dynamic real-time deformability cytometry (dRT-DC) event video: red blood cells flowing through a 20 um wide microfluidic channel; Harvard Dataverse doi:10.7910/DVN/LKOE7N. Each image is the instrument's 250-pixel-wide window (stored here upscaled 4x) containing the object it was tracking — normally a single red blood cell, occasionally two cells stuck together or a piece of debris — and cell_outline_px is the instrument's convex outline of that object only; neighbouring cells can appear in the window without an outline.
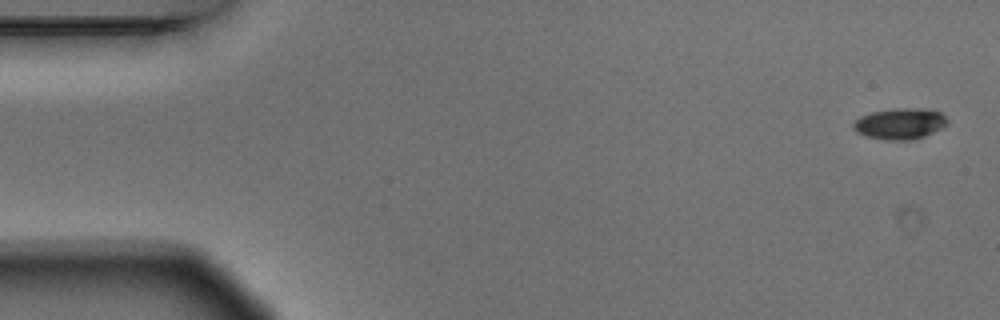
{"species": "Egyptian fruit bat (a non-hibernating species)", "species_latin": "Rousettus aegyptiacus", "temperature_condition": "warm", "stored_images_in_passage": 5, "camera_frame_rate_fps": 3000, "um_per_image_px": 0.085, "animal": {"sex": "male"}, "frame": {"image": 1, "passage_image": 1, "time_ms": 0.0, "image_size_px": [1000, 320], "cell_outline_px": [[948, 124], [924, 136], [912, 140], [888, 140], [868, 136], [856, 132], [852, 128], [852, 124], [860, 116], [872, 112], [892, 108], [920, 108], [940, 112], [948, 120]], "centroid_in_image_um": [76.48, 10.5], "position_along_channel_um": 8.5, "area_um2": 16.94}}